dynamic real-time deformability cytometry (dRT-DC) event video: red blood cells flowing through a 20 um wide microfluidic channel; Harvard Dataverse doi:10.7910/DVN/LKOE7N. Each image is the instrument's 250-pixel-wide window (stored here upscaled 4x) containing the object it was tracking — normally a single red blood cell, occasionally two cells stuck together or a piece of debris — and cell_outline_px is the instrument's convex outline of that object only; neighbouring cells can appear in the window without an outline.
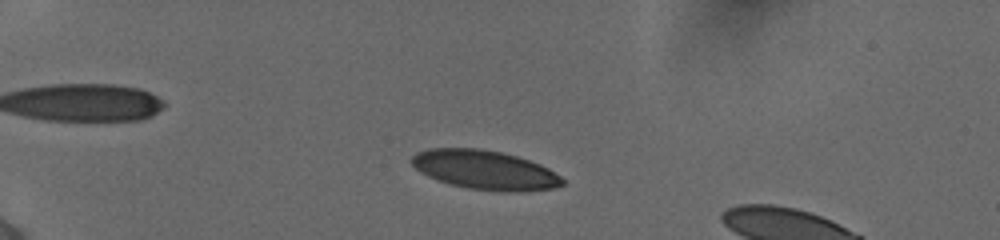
{"species": "human", "species_latin": "Homo sapiens", "temperature_condition": "cold", "stored_images_in_passage": 34, "camera_frame_rate_fps": 3000, "um_per_image_px": 0.085, "donor": {"sex": "female"}, "frame": {"image": 1, "passage_image": 16, "time_ms": 3.0, "image_size_px": [1000, 240], "cell_outline_px": [[564, 184], [552, 188], [528, 192], [512, 192], [468, 188], [452, 184], [428, 176], [420, 172], [412, 164], [412, 156], [416, 152], [428, 148], [480, 148], [500, 152], [516, 156], [540, 164], [548, 168], [560, 176], [564, 180]], "centroid_in_image_um": [41.23, 14.44], "position_along_channel_um": 43.8, "area_um2": 34.22}}
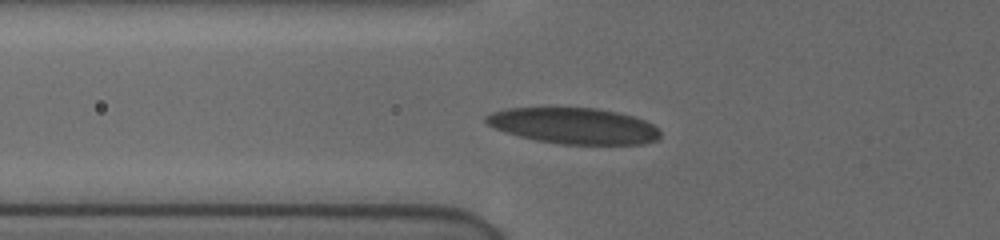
{"frame": {"image": 2, "passage_image": 29, "time_ms": 5.333, "image_size_px": [1000, 240], "cell_outline_px": [[660, 136], [656, 140], [644, 144], [560, 144], [536, 140], [504, 132], [492, 128], [484, 120], [484, 116], [492, 112], [508, 108], [596, 108], [616, 112], [632, 116], [644, 120], [652, 124], [660, 132]], "centroid_in_image_um": [48.74, 10.7], "position_along_channel_um": 77.1, "area_um2": 36.47}}